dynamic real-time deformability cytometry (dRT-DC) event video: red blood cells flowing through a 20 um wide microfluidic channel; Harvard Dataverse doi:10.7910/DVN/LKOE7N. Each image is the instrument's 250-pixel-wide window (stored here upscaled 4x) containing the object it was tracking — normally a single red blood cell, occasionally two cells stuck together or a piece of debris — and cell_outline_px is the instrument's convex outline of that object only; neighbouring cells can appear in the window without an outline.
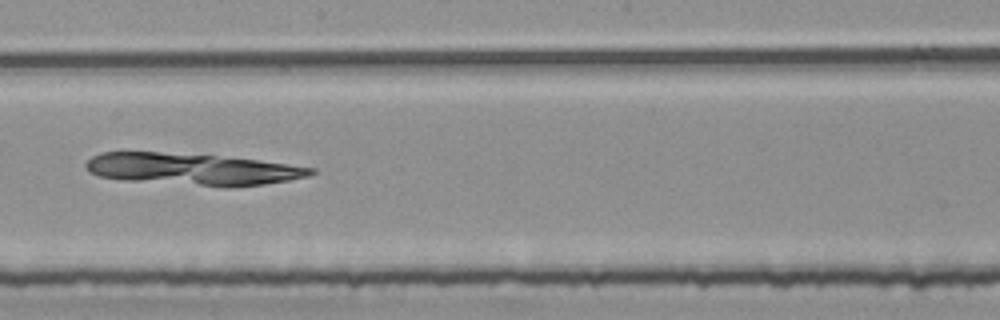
{"species": "common noctule bat (a hibernating species)", "species_latin": "Nyctalus noctula", "temperature_condition": "room temperature", "stored_images_in_passage": 53, "camera_frame_rate_fps": 3000, "um_per_image_px": 0.085, "animal": {"sex": "female", "body_mass_g": 25.1}, "frame": {"image": 1, "passage_image": 30, "time_ms": 9.667, "image_size_px": [1000, 320], "cell_outline_px": [[316, 172], [308, 176], [288, 180], [264, 184], [228, 188], [224, 188], [120, 180], [100, 176], [88, 172], [84, 164], [92, 156], [100, 152], [160, 152], [216, 156], [256, 160], [288, 164], [316, 168]], "centroid_in_image_um": [16.32, 14.4], "position_along_channel_um": 231.9, "area_um2": 42.02}}
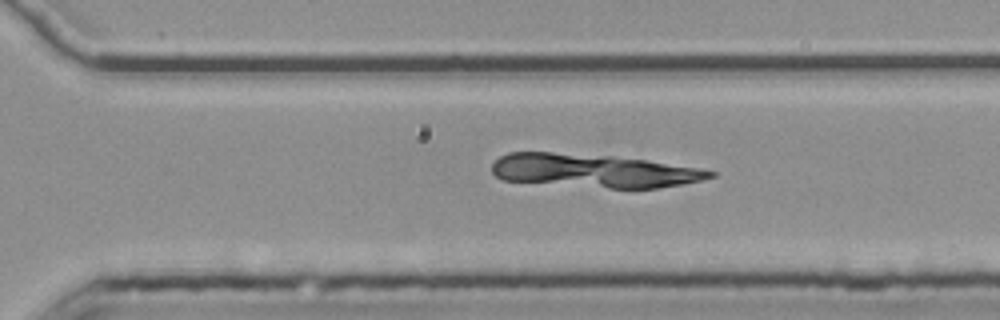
{"frame": {"image": 2, "passage_image": 37, "time_ms": 12.0, "image_size_px": [1000, 320], "cell_outline_px": [[716, 176], [700, 180], [680, 184], [656, 188], [608, 188], [500, 180], [492, 172], [492, 164], [500, 156], [508, 152], [552, 152], [612, 156], [644, 160], [696, 168], [716, 172]], "centroid_in_image_um": [50.39, 14.51], "position_along_channel_um": 320.2, "area_um2": 42.14}}
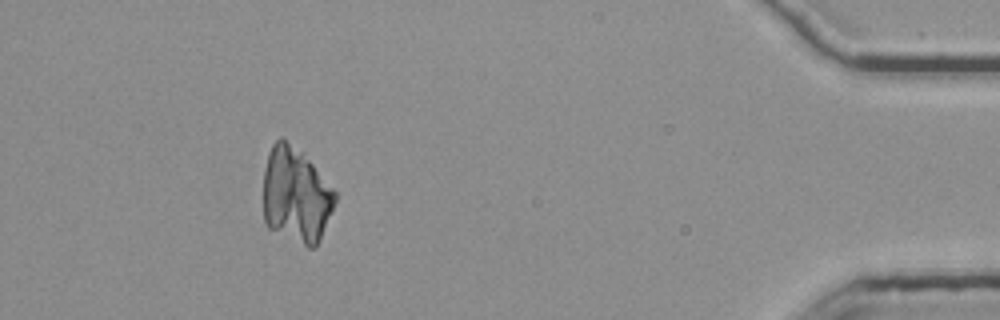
{"frame": {"image": 3, "passage_image": 49, "time_ms": 16.0, "image_size_px": [1000, 320], "cell_outline_px": [[336, 200], [320, 236], [316, 244], [312, 248], [308, 248], [268, 228], [264, 220], [264, 168], [268, 152], [272, 144], [280, 136], [284, 136], [312, 164], [336, 192]], "centroid_in_image_um": [25.11, 16.57], "position_along_channel_um": 410.1, "area_um2": 39.54}}